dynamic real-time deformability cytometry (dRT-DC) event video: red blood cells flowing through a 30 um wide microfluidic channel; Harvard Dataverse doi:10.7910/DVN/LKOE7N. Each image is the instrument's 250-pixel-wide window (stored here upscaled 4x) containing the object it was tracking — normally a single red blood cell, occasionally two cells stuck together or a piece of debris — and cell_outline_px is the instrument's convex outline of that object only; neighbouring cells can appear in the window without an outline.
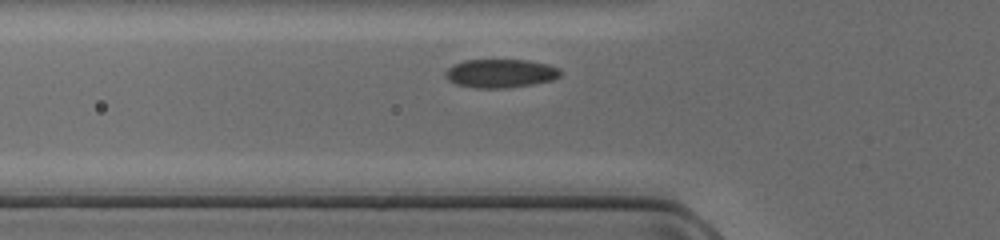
{"species": "common noctule bat (a hibernating species)", "species_latin": "Nyctalus noctula", "temperature_condition": "cold", "stored_images_in_passage": 28, "camera_frame_rate_fps": 3000, "um_per_image_px": 0.085, "animal": {"sex": "female", "body_mass_g": 17.0, "forearm_length_mm": 48.0}, "frame": {"image": 1, "passage_image": 6, "time_ms": 1.667, "image_size_px": [1000, 240], "cell_outline_px": [[560, 76], [552, 80], [532, 84], [504, 88], [476, 88], [456, 84], [448, 80], [444, 76], [444, 72], [452, 64], [464, 60], [528, 60], [548, 64], [560, 68]], "centroid_in_image_um": [42.51, 6.23], "position_along_channel_um": 83.3, "area_um2": 19.25}}
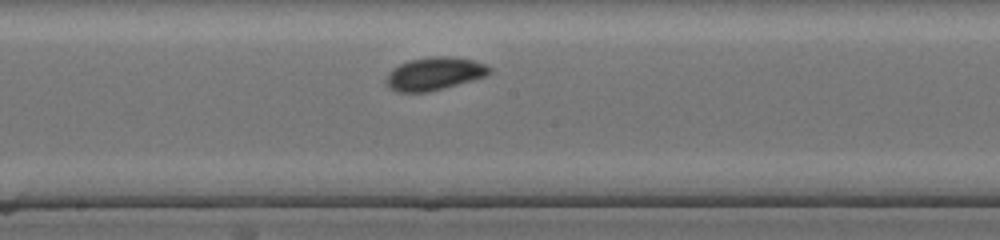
{"frame": {"image": 2, "passage_image": 15, "time_ms": 4.667, "image_size_px": [1000, 240], "cell_outline_px": [[492, 72], [484, 76], [472, 80], [444, 88], [428, 92], [396, 92], [388, 88], [384, 80], [388, 72], [392, 68], [400, 64], [412, 60], [432, 56], [452, 56], [472, 60], [484, 64], [492, 68]], "centroid_in_image_um": [36.88, 6.27], "position_along_channel_um": 211.3, "area_um2": 19.88}}
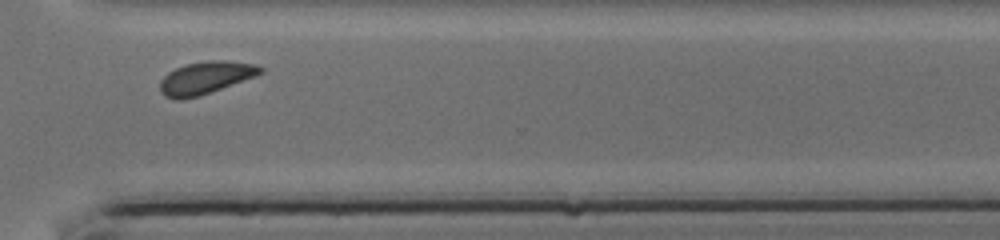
{"frame": {"image": 3, "passage_image": 25, "time_ms": 8.0, "image_size_px": [1000, 240], "cell_outline_px": [[264, 72], [256, 76], [200, 96], [180, 100], [176, 100], [164, 96], [160, 92], [160, 80], [168, 72], [184, 64], [208, 60], [224, 60], [256, 64], [264, 68]], "centroid_in_image_um": [17.47, 6.61], "position_along_channel_um": 353.1, "area_um2": 19.25}}